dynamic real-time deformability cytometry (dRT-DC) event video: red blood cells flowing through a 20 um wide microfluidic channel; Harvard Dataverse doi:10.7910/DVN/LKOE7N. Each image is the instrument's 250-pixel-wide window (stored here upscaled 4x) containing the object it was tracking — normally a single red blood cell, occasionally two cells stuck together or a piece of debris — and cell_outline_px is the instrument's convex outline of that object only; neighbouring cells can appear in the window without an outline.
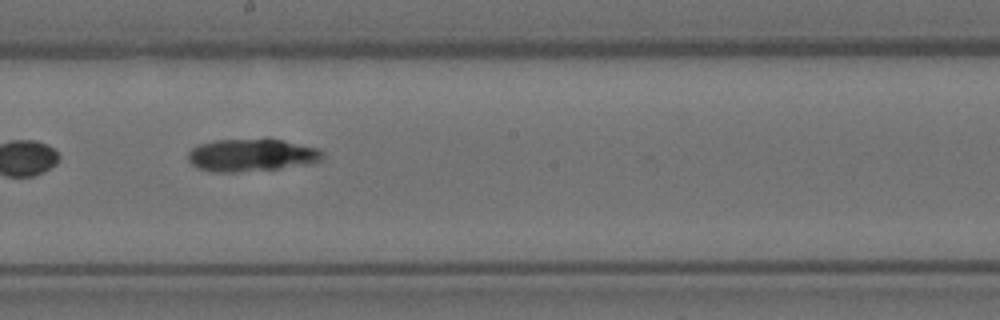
{"species": "Egyptian fruit bat (a non-hibernating species)", "species_latin": "Rousettus aegyptiacus", "temperature_condition": "room temperature", "stored_images_in_passage": 9, "camera_frame_rate_fps": 3000, "um_per_image_px": 0.085, "animal": {"sex": "female"}, "frame": {"image": 1, "passage_image": 8, "time_ms": 2.333, "image_size_px": [1000, 320], "cell_outline_px": [[324, 156], [320, 160], [304, 164], [276, 168], [236, 172], [212, 172], [196, 168], [188, 160], [188, 152], [196, 144], [216, 140], [268, 136], [316, 148], [324, 152]], "centroid_in_image_um": [21.32, 13.14], "position_along_channel_um": 226.9, "area_um2": 26.13}}